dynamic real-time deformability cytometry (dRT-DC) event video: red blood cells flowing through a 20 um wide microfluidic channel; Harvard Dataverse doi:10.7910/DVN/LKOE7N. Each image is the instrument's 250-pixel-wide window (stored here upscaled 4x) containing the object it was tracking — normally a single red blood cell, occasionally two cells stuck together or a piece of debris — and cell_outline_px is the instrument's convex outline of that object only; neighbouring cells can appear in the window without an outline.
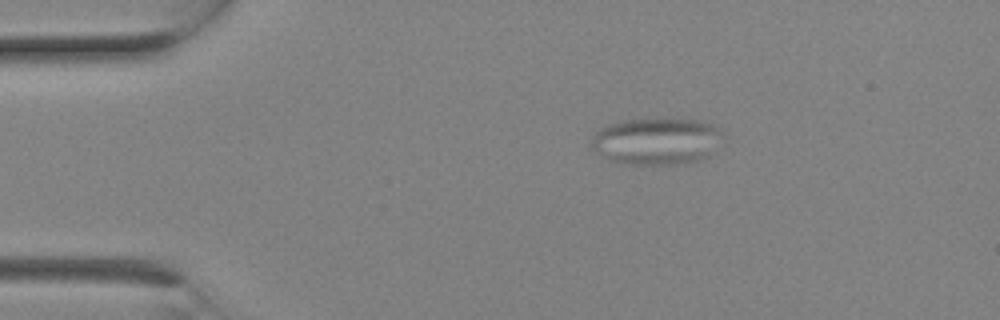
{"species": "Egyptian fruit bat (a non-hibernating species)", "species_latin": "Rousettus aegyptiacus", "temperature_condition": "room temperature", "stored_images_in_passage": 2, "camera_frame_rate_fps": 3000, "um_per_image_px": 0.085, "animal": {"sex": "female"}, "frame": {"image": 1, "passage_image": 2, "time_ms": 0.333, "image_size_px": [1000, 320], "cell_outline_px": [[724, 136], [708, 156], [700, 160], [676, 164], [628, 164], [612, 160], [596, 152], [592, 144], [592, 136], [600, 128], [620, 120], [696, 120], [712, 124], [720, 128]], "centroid_in_image_um": [55.83, 12.0], "position_along_channel_um": 29.2, "area_um2": 35.37}}